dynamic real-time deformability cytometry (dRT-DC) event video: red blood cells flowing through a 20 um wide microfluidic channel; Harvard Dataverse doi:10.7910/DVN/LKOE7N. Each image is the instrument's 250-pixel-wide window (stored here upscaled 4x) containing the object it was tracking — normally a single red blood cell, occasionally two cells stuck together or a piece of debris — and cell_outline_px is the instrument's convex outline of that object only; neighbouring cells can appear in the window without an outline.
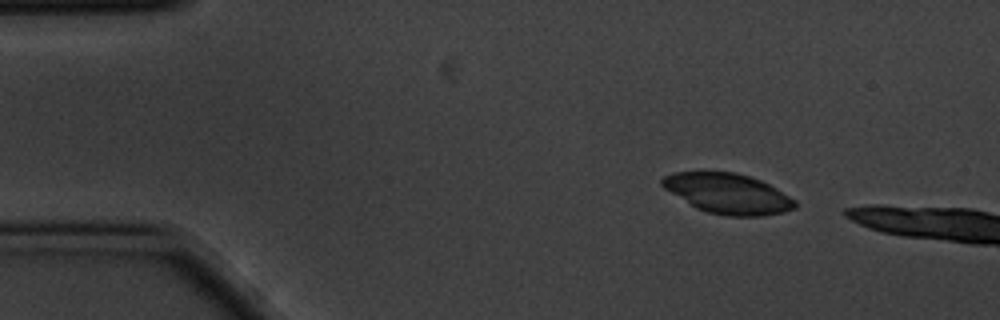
{"species": "common noctule bat (a hibernating species)", "species_latin": "Nyctalus noctula", "temperature_condition": "cold", "stored_images_in_passage": 3, "camera_frame_rate_fps": 3000, "um_per_image_px": 0.085, "animal": {"sex": "male", "body_mass_g": 20.1, "forearm_length_mm": 53.5}, "frame": {"image": 1, "passage_image": 2, "time_ms": 0.333, "image_size_px": [1000, 320], "cell_outline_px": [[796, 208], [784, 212], [764, 216], [728, 216], [708, 212], [696, 208], [664, 188], [660, 184], [660, 180], [664, 176], [672, 172], [736, 172], [760, 180], [776, 188], [796, 200]], "centroid_in_image_um": [61.87, 16.45], "position_along_channel_um": 23.1, "area_um2": 31.04}}